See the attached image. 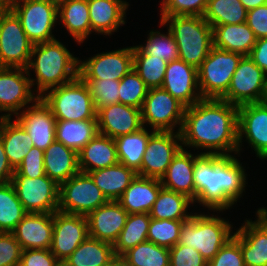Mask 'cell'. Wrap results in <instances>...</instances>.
<instances>
[{
	"instance_id": "cell-52",
	"label": "cell",
	"mask_w": 267,
	"mask_h": 266,
	"mask_svg": "<svg viewBox=\"0 0 267 266\" xmlns=\"http://www.w3.org/2000/svg\"><path fill=\"white\" fill-rule=\"evenodd\" d=\"M19 266H62L50 249L22 250Z\"/></svg>"
},
{
	"instance_id": "cell-32",
	"label": "cell",
	"mask_w": 267,
	"mask_h": 266,
	"mask_svg": "<svg viewBox=\"0 0 267 266\" xmlns=\"http://www.w3.org/2000/svg\"><path fill=\"white\" fill-rule=\"evenodd\" d=\"M0 138L7 159L15 170L33 147V141L15 118H0Z\"/></svg>"
},
{
	"instance_id": "cell-48",
	"label": "cell",
	"mask_w": 267,
	"mask_h": 266,
	"mask_svg": "<svg viewBox=\"0 0 267 266\" xmlns=\"http://www.w3.org/2000/svg\"><path fill=\"white\" fill-rule=\"evenodd\" d=\"M207 266H245L240 244L231 238L220 248Z\"/></svg>"
},
{
	"instance_id": "cell-15",
	"label": "cell",
	"mask_w": 267,
	"mask_h": 266,
	"mask_svg": "<svg viewBox=\"0 0 267 266\" xmlns=\"http://www.w3.org/2000/svg\"><path fill=\"white\" fill-rule=\"evenodd\" d=\"M11 184L27 213L58 211L60 186L47 175L27 178L15 171Z\"/></svg>"
},
{
	"instance_id": "cell-24",
	"label": "cell",
	"mask_w": 267,
	"mask_h": 266,
	"mask_svg": "<svg viewBox=\"0 0 267 266\" xmlns=\"http://www.w3.org/2000/svg\"><path fill=\"white\" fill-rule=\"evenodd\" d=\"M22 250L50 249L53 213H27L11 232Z\"/></svg>"
},
{
	"instance_id": "cell-37",
	"label": "cell",
	"mask_w": 267,
	"mask_h": 266,
	"mask_svg": "<svg viewBox=\"0 0 267 266\" xmlns=\"http://www.w3.org/2000/svg\"><path fill=\"white\" fill-rule=\"evenodd\" d=\"M154 132L143 127L135 133L115 138L118 161L137 173L141 169L147 142Z\"/></svg>"
},
{
	"instance_id": "cell-43",
	"label": "cell",
	"mask_w": 267,
	"mask_h": 266,
	"mask_svg": "<svg viewBox=\"0 0 267 266\" xmlns=\"http://www.w3.org/2000/svg\"><path fill=\"white\" fill-rule=\"evenodd\" d=\"M121 257L131 266H170L169 248L148 240L129 249Z\"/></svg>"
},
{
	"instance_id": "cell-26",
	"label": "cell",
	"mask_w": 267,
	"mask_h": 266,
	"mask_svg": "<svg viewBox=\"0 0 267 266\" xmlns=\"http://www.w3.org/2000/svg\"><path fill=\"white\" fill-rule=\"evenodd\" d=\"M66 30L75 44L82 46L91 37L88 0H60L58 3V27Z\"/></svg>"
},
{
	"instance_id": "cell-31",
	"label": "cell",
	"mask_w": 267,
	"mask_h": 266,
	"mask_svg": "<svg viewBox=\"0 0 267 266\" xmlns=\"http://www.w3.org/2000/svg\"><path fill=\"white\" fill-rule=\"evenodd\" d=\"M213 47L249 56L256 37L246 22L212 26Z\"/></svg>"
},
{
	"instance_id": "cell-21",
	"label": "cell",
	"mask_w": 267,
	"mask_h": 266,
	"mask_svg": "<svg viewBox=\"0 0 267 266\" xmlns=\"http://www.w3.org/2000/svg\"><path fill=\"white\" fill-rule=\"evenodd\" d=\"M96 118L99 133L112 139L135 133L143 128L141 109L122 103L98 109Z\"/></svg>"
},
{
	"instance_id": "cell-11",
	"label": "cell",
	"mask_w": 267,
	"mask_h": 266,
	"mask_svg": "<svg viewBox=\"0 0 267 266\" xmlns=\"http://www.w3.org/2000/svg\"><path fill=\"white\" fill-rule=\"evenodd\" d=\"M235 106L267 100V75L249 56H242L227 93L221 98Z\"/></svg>"
},
{
	"instance_id": "cell-56",
	"label": "cell",
	"mask_w": 267,
	"mask_h": 266,
	"mask_svg": "<svg viewBox=\"0 0 267 266\" xmlns=\"http://www.w3.org/2000/svg\"><path fill=\"white\" fill-rule=\"evenodd\" d=\"M250 220L266 235L267 237V207H259L255 211V220Z\"/></svg>"
},
{
	"instance_id": "cell-44",
	"label": "cell",
	"mask_w": 267,
	"mask_h": 266,
	"mask_svg": "<svg viewBox=\"0 0 267 266\" xmlns=\"http://www.w3.org/2000/svg\"><path fill=\"white\" fill-rule=\"evenodd\" d=\"M187 220H150L147 240L156 245L172 248L178 243L182 224Z\"/></svg>"
},
{
	"instance_id": "cell-46",
	"label": "cell",
	"mask_w": 267,
	"mask_h": 266,
	"mask_svg": "<svg viewBox=\"0 0 267 266\" xmlns=\"http://www.w3.org/2000/svg\"><path fill=\"white\" fill-rule=\"evenodd\" d=\"M83 80L88 86L96 111L111 104L119 103L120 80Z\"/></svg>"
},
{
	"instance_id": "cell-55",
	"label": "cell",
	"mask_w": 267,
	"mask_h": 266,
	"mask_svg": "<svg viewBox=\"0 0 267 266\" xmlns=\"http://www.w3.org/2000/svg\"><path fill=\"white\" fill-rule=\"evenodd\" d=\"M15 170L10 165L0 138V184L11 182Z\"/></svg>"
},
{
	"instance_id": "cell-27",
	"label": "cell",
	"mask_w": 267,
	"mask_h": 266,
	"mask_svg": "<svg viewBox=\"0 0 267 266\" xmlns=\"http://www.w3.org/2000/svg\"><path fill=\"white\" fill-rule=\"evenodd\" d=\"M162 188L160 179L137 175L118 202L128 214L149 213Z\"/></svg>"
},
{
	"instance_id": "cell-45",
	"label": "cell",
	"mask_w": 267,
	"mask_h": 266,
	"mask_svg": "<svg viewBox=\"0 0 267 266\" xmlns=\"http://www.w3.org/2000/svg\"><path fill=\"white\" fill-rule=\"evenodd\" d=\"M149 88L132 69L121 80L119 85V103L141 109Z\"/></svg>"
},
{
	"instance_id": "cell-4",
	"label": "cell",
	"mask_w": 267,
	"mask_h": 266,
	"mask_svg": "<svg viewBox=\"0 0 267 266\" xmlns=\"http://www.w3.org/2000/svg\"><path fill=\"white\" fill-rule=\"evenodd\" d=\"M225 213L195 210L191 218L182 224L177 244L192 247L209 262L235 233L236 226L232 221L227 216L222 217Z\"/></svg>"
},
{
	"instance_id": "cell-40",
	"label": "cell",
	"mask_w": 267,
	"mask_h": 266,
	"mask_svg": "<svg viewBox=\"0 0 267 266\" xmlns=\"http://www.w3.org/2000/svg\"><path fill=\"white\" fill-rule=\"evenodd\" d=\"M158 23L159 28L165 27L167 32H163L160 29H150L147 31L146 40L141 44L139 42L137 46L146 55L162 58L166 62H172L179 58L176 41L170 30L160 20Z\"/></svg>"
},
{
	"instance_id": "cell-16",
	"label": "cell",
	"mask_w": 267,
	"mask_h": 266,
	"mask_svg": "<svg viewBox=\"0 0 267 266\" xmlns=\"http://www.w3.org/2000/svg\"><path fill=\"white\" fill-rule=\"evenodd\" d=\"M132 69L133 46L97 52L86 59L79 58V76L82 79L121 80Z\"/></svg>"
},
{
	"instance_id": "cell-12",
	"label": "cell",
	"mask_w": 267,
	"mask_h": 266,
	"mask_svg": "<svg viewBox=\"0 0 267 266\" xmlns=\"http://www.w3.org/2000/svg\"><path fill=\"white\" fill-rule=\"evenodd\" d=\"M33 43L17 15L7 7L0 15V67L27 68Z\"/></svg>"
},
{
	"instance_id": "cell-3",
	"label": "cell",
	"mask_w": 267,
	"mask_h": 266,
	"mask_svg": "<svg viewBox=\"0 0 267 266\" xmlns=\"http://www.w3.org/2000/svg\"><path fill=\"white\" fill-rule=\"evenodd\" d=\"M66 44L58 37L33 45L26 69L32 88L39 97L79 76V56H75Z\"/></svg>"
},
{
	"instance_id": "cell-6",
	"label": "cell",
	"mask_w": 267,
	"mask_h": 266,
	"mask_svg": "<svg viewBox=\"0 0 267 266\" xmlns=\"http://www.w3.org/2000/svg\"><path fill=\"white\" fill-rule=\"evenodd\" d=\"M39 98L51 110L56 120L97 119L88 86L80 76L48 90Z\"/></svg>"
},
{
	"instance_id": "cell-53",
	"label": "cell",
	"mask_w": 267,
	"mask_h": 266,
	"mask_svg": "<svg viewBox=\"0 0 267 266\" xmlns=\"http://www.w3.org/2000/svg\"><path fill=\"white\" fill-rule=\"evenodd\" d=\"M246 24L256 39L267 38V4L247 11Z\"/></svg>"
},
{
	"instance_id": "cell-36",
	"label": "cell",
	"mask_w": 267,
	"mask_h": 266,
	"mask_svg": "<svg viewBox=\"0 0 267 266\" xmlns=\"http://www.w3.org/2000/svg\"><path fill=\"white\" fill-rule=\"evenodd\" d=\"M98 133L97 119L56 120V141L77 153Z\"/></svg>"
},
{
	"instance_id": "cell-28",
	"label": "cell",
	"mask_w": 267,
	"mask_h": 266,
	"mask_svg": "<svg viewBox=\"0 0 267 266\" xmlns=\"http://www.w3.org/2000/svg\"><path fill=\"white\" fill-rule=\"evenodd\" d=\"M45 174L59 186L80 172L78 153L58 141L44 150Z\"/></svg>"
},
{
	"instance_id": "cell-50",
	"label": "cell",
	"mask_w": 267,
	"mask_h": 266,
	"mask_svg": "<svg viewBox=\"0 0 267 266\" xmlns=\"http://www.w3.org/2000/svg\"><path fill=\"white\" fill-rule=\"evenodd\" d=\"M170 266H207L208 262L192 247L176 244L169 249Z\"/></svg>"
},
{
	"instance_id": "cell-60",
	"label": "cell",
	"mask_w": 267,
	"mask_h": 266,
	"mask_svg": "<svg viewBox=\"0 0 267 266\" xmlns=\"http://www.w3.org/2000/svg\"><path fill=\"white\" fill-rule=\"evenodd\" d=\"M27 1H41V2L59 3L60 0H27Z\"/></svg>"
},
{
	"instance_id": "cell-51",
	"label": "cell",
	"mask_w": 267,
	"mask_h": 266,
	"mask_svg": "<svg viewBox=\"0 0 267 266\" xmlns=\"http://www.w3.org/2000/svg\"><path fill=\"white\" fill-rule=\"evenodd\" d=\"M22 249L12 233L0 232V266H19Z\"/></svg>"
},
{
	"instance_id": "cell-8",
	"label": "cell",
	"mask_w": 267,
	"mask_h": 266,
	"mask_svg": "<svg viewBox=\"0 0 267 266\" xmlns=\"http://www.w3.org/2000/svg\"><path fill=\"white\" fill-rule=\"evenodd\" d=\"M8 7L17 15L24 32L33 44L57 38L55 32L58 31V3L9 0Z\"/></svg>"
},
{
	"instance_id": "cell-13",
	"label": "cell",
	"mask_w": 267,
	"mask_h": 266,
	"mask_svg": "<svg viewBox=\"0 0 267 266\" xmlns=\"http://www.w3.org/2000/svg\"><path fill=\"white\" fill-rule=\"evenodd\" d=\"M38 99L27 69L0 67V118H14Z\"/></svg>"
},
{
	"instance_id": "cell-39",
	"label": "cell",
	"mask_w": 267,
	"mask_h": 266,
	"mask_svg": "<svg viewBox=\"0 0 267 266\" xmlns=\"http://www.w3.org/2000/svg\"><path fill=\"white\" fill-rule=\"evenodd\" d=\"M203 17L211 26L241 24L246 22L247 10L240 0H208Z\"/></svg>"
},
{
	"instance_id": "cell-33",
	"label": "cell",
	"mask_w": 267,
	"mask_h": 266,
	"mask_svg": "<svg viewBox=\"0 0 267 266\" xmlns=\"http://www.w3.org/2000/svg\"><path fill=\"white\" fill-rule=\"evenodd\" d=\"M108 201H118L137 173L118 162L107 168L88 172Z\"/></svg>"
},
{
	"instance_id": "cell-29",
	"label": "cell",
	"mask_w": 267,
	"mask_h": 266,
	"mask_svg": "<svg viewBox=\"0 0 267 266\" xmlns=\"http://www.w3.org/2000/svg\"><path fill=\"white\" fill-rule=\"evenodd\" d=\"M235 229L233 238L240 244L245 266H267V237L248 218Z\"/></svg>"
},
{
	"instance_id": "cell-22",
	"label": "cell",
	"mask_w": 267,
	"mask_h": 266,
	"mask_svg": "<svg viewBox=\"0 0 267 266\" xmlns=\"http://www.w3.org/2000/svg\"><path fill=\"white\" fill-rule=\"evenodd\" d=\"M128 0H88L91 35L110 37L126 25ZM128 13V14H127ZM105 35V36H104Z\"/></svg>"
},
{
	"instance_id": "cell-10",
	"label": "cell",
	"mask_w": 267,
	"mask_h": 266,
	"mask_svg": "<svg viewBox=\"0 0 267 266\" xmlns=\"http://www.w3.org/2000/svg\"><path fill=\"white\" fill-rule=\"evenodd\" d=\"M108 199L88 173L79 172L60 185L58 210L87 216Z\"/></svg>"
},
{
	"instance_id": "cell-35",
	"label": "cell",
	"mask_w": 267,
	"mask_h": 266,
	"mask_svg": "<svg viewBox=\"0 0 267 266\" xmlns=\"http://www.w3.org/2000/svg\"><path fill=\"white\" fill-rule=\"evenodd\" d=\"M191 208L193 209L191 210ZM195 210L194 203L190 198L162 188L149 215L152 219L158 220H189Z\"/></svg>"
},
{
	"instance_id": "cell-30",
	"label": "cell",
	"mask_w": 267,
	"mask_h": 266,
	"mask_svg": "<svg viewBox=\"0 0 267 266\" xmlns=\"http://www.w3.org/2000/svg\"><path fill=\"white\" fill-rule=\"evenodd\" d=\"M80 172L88 173L117 164L115 140L98 133L79 152Z\"/></svg>"
},
{
	"instance_id": "cell-19",
	"label": "cell",
	"mask_w": 267,
	"mask_h": 266,
	"mask_svg": "<svg viewBox=\"0 0 267 266\" xmlns=\"http://www.w3.org/2000/svg\"><path fill=\"white\" fill-rule=\"evenodd\" d=\"M185 107L202 100L198 87L197 69L181 59L168 62L161 86Z\"/></svg>"
},
{
	"instance_id": "cell-14",
	"label": "cell",
	"mask_w": 267,
	"mask_h": 266,
	"mask_svg": "<svg viewBox=\"0 0 267 266\" xmlns=\"http://www.w3.org/2000/svg\"><path fill=\"white\" fill-rule=\"evenodd\" d=\"M237 129L238 154L241 156L247 143L257 159L267 161V100L239 106Z\"/></svg>"
},
{
	"instance_id": "cell-2",
	"label": "cell",
	"mask_w": 267,
	"mask_h": 266,
	"mask_svg": "<svg viewBox=\"0 0 267 266\" xmlns=\"http://www.w3.org/2000/svg\"><path fill=\"white\" fill-rule=\"evenodd\" d=\"M239 154H199L194 159L195 209L231 211L246 195L248 174ZM240 159V160H239ZM245 166H244V165ZM242 198V199H241ZM241 200V201H240Z\"/></svg>"
},
{
	"instance_id": "cell-41",
	"label": "cell",
	"mask_w": 267,
	"mask_h": 266,
	"mask_svg": "<svg viewBox=\"0 0 267 266\" xmlns=\"http://www.w3.org/2000/svg\"><path fill=\"white\" fill-rule=\"evenodd\" d=\"M168 62L162 58L146 55L137 45H133V69L146 86L161 88Z\"/></svg>"
},
{
	"instance_id": "cell-42",
	"label": "cell",
	"mask_w": 267,
	"mask_h": 266,
	"mask_svg": "<svg viewBox=\"0 0 267 266\" xmlns=\"http://www.w3.org/2000/svg\"><path fill=\"white\" fill-rule=\"evenodd\" d=\"M26 214L11 182L0 184V232L11 233Z\"/></svg>"
},
{
	"instance_id": "cell-18",
	"label": "cell",
	"mask_w": 267,
	"mask_h": 266,
	"mask_svg": "<svg viewBox=\"0 0 267 266\" xmlns=\"http://www.w3.org/2000/svg\"><path fill=\"white\" fill-rule=\"evenodd\" d=\"M89 236L86 216L55 211L51 252L62 264Z\"/></svg>"
},
{
	"instance_id": "cell-1",
	"label": "cell",
	"mask_w": 267,
	"mask_h": 266,
	"mask_svg": "<svg viewBox=\"0 0 267 266\" xmlns=\"http://www.w3.org/2000/svg\"><path fill=\"white\" fill-rule=\"evenodd\" d=\"M237 124L238 106L221 99H202L185 108L180 130L182 147L199 154L236 155Z\"/></svg>"
},
{
	"instance_id": "cell-17",
	"label": "cell",
	"mask_w": 267,
	"mask_h": 266,
	"mask_svg": "<svg viewBox=\"0 0 267 266\" xmlns=\"http://www.w3.org/2000/svg\"><path fill=\"white\" fill-rule=\"evenodd\" d=\"M182 148L180 132L155 131L147 142L137 175L161 179Z\"/></svg>"
},
{
	"instance_id": "cell-38",
	"label": "cell",
	"mask_w": 267,
	"mask_h": 266,
	"mask_svg": "<svg viewBox=\"0 0 267 266\" xmlns=\"http://www.w3.org/2000/svg\"><path fill=\"white\" fill-rule=\"evenodd\" d=\"M150 220L149 213L128 214L126 223L113 244L116 257H121L129 249L147 241Z\"/></svg>"
},
{
	"instance_id": "cell-25",
	"label": "cell",
	"mask_w": 267,
	"mask_h": 266,
	"mask_svg": "<svg viewBox=\"0 0 267 266\" xmlns=\"http://www.w3.org/2000/svg\"><path fill=\"white\" fill-rule=\"evenodd\" d=\"M197 152L181 149L168 166L166 173L161 177L163 188L183 194L195 201V184L193 178L194 159Z\"/></svg>"
},
{
	"instance_id": "cell-5",
	"label": "cell",
	"mask_w": 267,
	"mask_h": 266,
	"mask_svg": "<svg viewBox=\"0 0 267 266\" xmlns=\"http://www.w3.org/2000/svg\"><path fill=\"white\" fill-rule=\"evenodd\" d=\"M172 33L179 59L198 69L213 47L212 26L203 16H160Z\"/></svg>"
},
{
	"instance_id": "cell-20",
	"label": "cell",
	"mask_w": 267,
	"mask_h": 266,
	"mask_svg": "<svg viewBox=\"0 0 267 266\" xmlns=\"http://www.w3.org/2000/svg\"><path fill=\"white\" fill-rule=\"evenodd\" d=\"M14 118L30 135L33 146L44 151L56 140V118L40 98Z\"/></svg>"
},
{
	"instance_id": "cell-23",
	"label": "cell",
	"mask_w": 267,
	"mask_h": 266,
	"mask_svg": "<svg viewBox=\"0 0 267 266\" xmlns=\"http://www.w3.org/2000/svg\"><path fill=\"white\" fill-rule=\"evenodd\" d=\"M128 212L118 201H108L101 205L86 218L90 237L114 244L123 229Z\"/></svg>"
},
{
	"instance_id": "cell-47",
	"label": "cell",
	"mask_w": 267,
	"mask_h": 266,
	"mask_svg": "<svg viewBox=\"0 0 267 266\" xmlns=\"http://www.w3.org/2000/svg\"><path fill=\"white\" fill-rule=\"evenodd\" d=\"M208 0H159V16H203Z\"/></svg>"
},
{
	"instance_id": "cell-59",
	"label": "cell",
	"mask_w": 267,
	"mask_h": 266,
	"mask_svg": "<svg viewBox=\"0 0 267 266\" xmlns=\"http://www.w3.org/2000/svg\"><path fill=\"white\" fill-rule=\"evenodd\" d=\"M9 0H0V9H6L8 7Z\"/></svg>"
},
{
	"instance_id": "cell-58",
	"label": "cell",
	"mask_w": 267,
	"mask_h": 266,
	"mask_svg": "<svg viewBox=\"0 0 267 266\" xmlns=\"http://www.w3.org/2000/svg\"><path fill=\"white\" fill-rule=\"evenodd\" d=\"M110 266H131L122 257H116Z\"/></svg>"
},
{
	"instance_id": "cell-49",
	"label": "cell",
	"mask_w": 267,
	"mask_h": 266,
	"mask_svg": "<svg viewBox=\"0 0 267 266\" xmlns=\"http://www.w3.org/2000/svg\"><path fill=\"white\" fill-rule=\"evenodd\" d=\"M44 151L33 146L24 157L22 163L15 169L20 175L27 178H38L46 175L44 169Z\"/></svg>"
},
{
	"instance_id": "cell-34",
	"label": "cell",
	"mask_w": 267,
	"mask_h": 266,
	"mask_svg": "<svg viewBox=\"0 0 267 266\" xmlns=\"http://www.w3.org/2000/svg\"><path fill=\"white\" fill-rule=\"evenodd\" d=\"M115 258L112 244L88 236L62 266H110Z\"/></svg>"
},
{
	"instance_id": "cell-9",
	"label": "cell",
	"mask_w": 267,
	"mask_h": 266,
	"mask_svg": "<svg viewBox=\"0 0 267 266\" xmlns=\"http://www.w3.org/2000/svg\"><path fill=\"white\" fill-rule=\"evenodd\" d=\"M185 108L163 88H151L141 107L143 127L161 132H180Z\"/></svg>"
},
{
	"instance_id": "cell-57",
	"label": "cell",
	"mask_w": 267,
	"mask_h": 266,
	"mask_svg": "<svg viewBox=\"0 0 267 266\" xmlns=\"http://www.w3.org/2000/svg\"><path fill=\"white\" fill-rule=\"evenodd\" d=\"M240 1L247 11L267 3V0H240Z\"/></svg>"
},
{
	"instance_id": "cell-7",
	"label": "cell",
	"mask_w": 267,
	"mask_h": 266,
	"mask_svg": "<svg viewBox=\"0 0 267 266\" xmlns=\"http://www.w3.org/2000/svg\"><path fill=\"white\" fill-rule=\"evenodd\" d=\"M241 54L212 47L197 69L198 87L203 99H221L229 89Z\"/></svg>"
},
{
	"instance_id": "cell-54",
	"label": "cell",
	"mask_w": 267,
	"mask_h": 266,
	"mask_svg": "<svg viewBox=\"0 0 267 266\" xmlns=\"http://www.w3.org/2000/svg\"><path fill=\"white\" fill-rule=\"evenodd\" d=\"M249 57L267 75V38L256 40V44L251 50Z\"/></svg>"
}]
</instances>
